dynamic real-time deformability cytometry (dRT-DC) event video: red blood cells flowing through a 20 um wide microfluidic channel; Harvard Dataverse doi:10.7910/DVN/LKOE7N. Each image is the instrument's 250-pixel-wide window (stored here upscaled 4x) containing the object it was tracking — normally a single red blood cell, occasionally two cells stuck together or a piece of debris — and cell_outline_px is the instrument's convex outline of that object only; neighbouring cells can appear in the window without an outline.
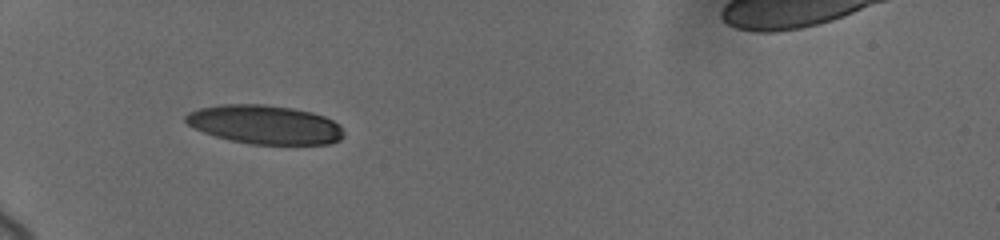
{"species": "human", "species_latin": "Homo sapiens", "temperature_condition": "cold", "stored_images_in_passage": 2, "camera_frame_rate_fps": 3000, "um_per_image_px": 0.085, "donor": {"sex": "female"}, "frame": {"image": 1, "passage_image": 1, "time_ms": 0.0, "image_size_px": [1000, 240], "cell_outline_px": [[344, 136], [340, 140], [332, 144], [252, 144], [232, 140], [216, 136], [204, 132], [188, 124], [184, 120], [184, 116], [188, 112], [200, 108], [220, 104], [264, 104], [292, 108], [312, 112], [324, 116], [340, 124], [344, 132]], "centroid_in_image_um": [22.54, 10.58], "position_along_channel_um": 62.5, "area_um2": 35.84}}